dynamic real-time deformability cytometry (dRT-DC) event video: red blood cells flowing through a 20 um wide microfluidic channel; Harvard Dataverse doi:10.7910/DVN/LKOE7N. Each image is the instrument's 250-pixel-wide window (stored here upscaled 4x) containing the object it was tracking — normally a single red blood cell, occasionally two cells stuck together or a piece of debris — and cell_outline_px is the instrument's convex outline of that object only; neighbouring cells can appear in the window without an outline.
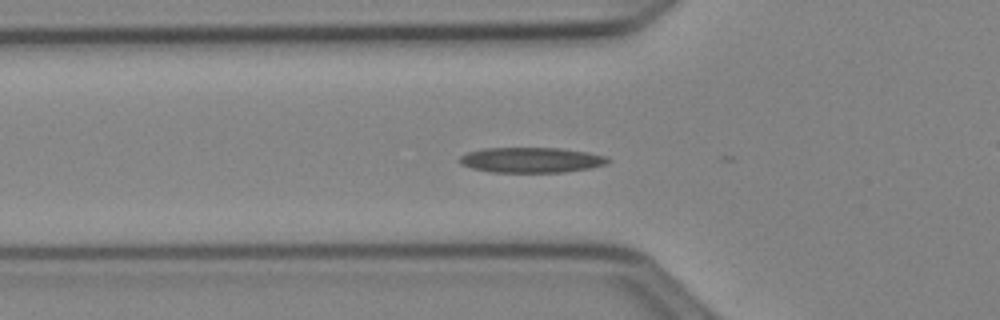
{"species": "Egyptian fruit bat (a non-hibernating species)", "species_latin": "Rousettus aegyptiacus", "temperature_condition": "cold", "stored_images_in_passage": 45, "camera_frame_rate_fps": 3000, "um_per_image_px": 0.085, "animal": {"sex": "female"}, "frame": {"image": 1, "passage_image": 18, "time_ms": 5.667, "image_size_px": [1000, 320], "cell_outline_px": [[612, 160], [604, 164], [588, 168], [564, 172], [492, 172], [472, 168], [460, 164], [456, 160], [460, 156], [468, 152], [484, 148], [560, 148], [588, 152], [604, 156]], "centroid_in_image_um": [45.11, 13.59], "position_along_channel_um": 80.7, "area_um2": 21.79}}
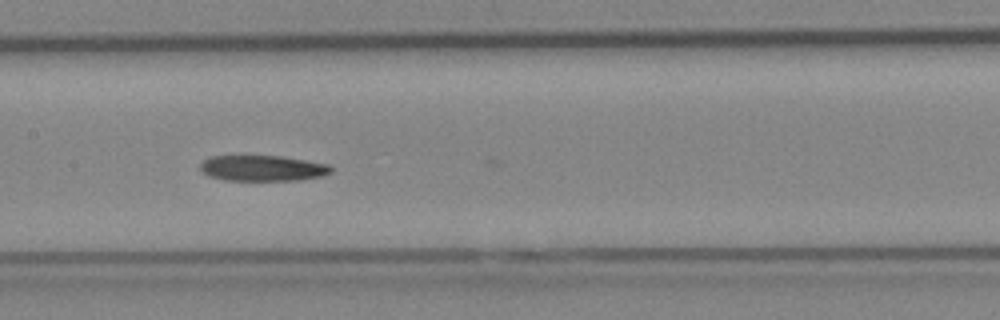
{"frame": {"image": 2, "passage_image": 26, "time_ms": 8.333, "image_size_px": [1000, 320], "cell_outline_px": [[332, 172], [324, 176], [300, 180], [224, 180], [208, 176], [200, 168], [200, 164], [204, 160], [212, 156], [280, 156], [328, 164], [332, 168]], "centroid_in_image_um": [22.34, 14.3], "position_along_channel_um": 185.1, "area_um2": 19.54}}
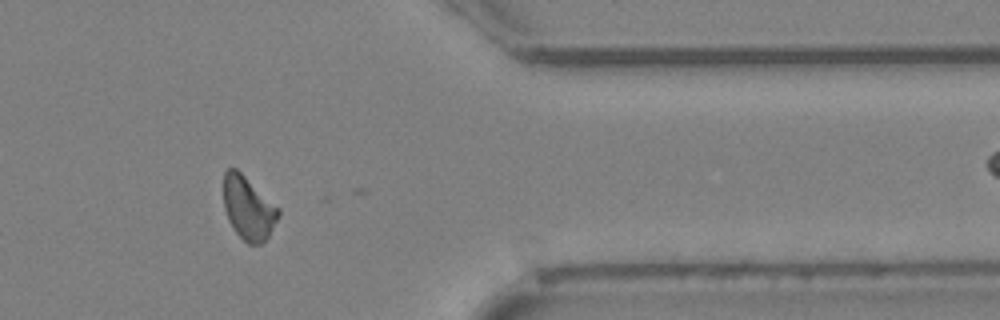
{"frame": {"image": 3, "passage_image": 43, "time_ms": 14.0, "image_size_px": [1000, 320], "cell_outline_px": [[280, 216], [268, 236], [260, 244], [248, 244], [236, 232], [228, 220], [224, 208], [224, 172], [228, 168], [236, 168], [280, 208]], "centroid_in_image_um": [21.11, 17.68], "position_along_channel_um": 390.3, "area_um2": 20.11}}